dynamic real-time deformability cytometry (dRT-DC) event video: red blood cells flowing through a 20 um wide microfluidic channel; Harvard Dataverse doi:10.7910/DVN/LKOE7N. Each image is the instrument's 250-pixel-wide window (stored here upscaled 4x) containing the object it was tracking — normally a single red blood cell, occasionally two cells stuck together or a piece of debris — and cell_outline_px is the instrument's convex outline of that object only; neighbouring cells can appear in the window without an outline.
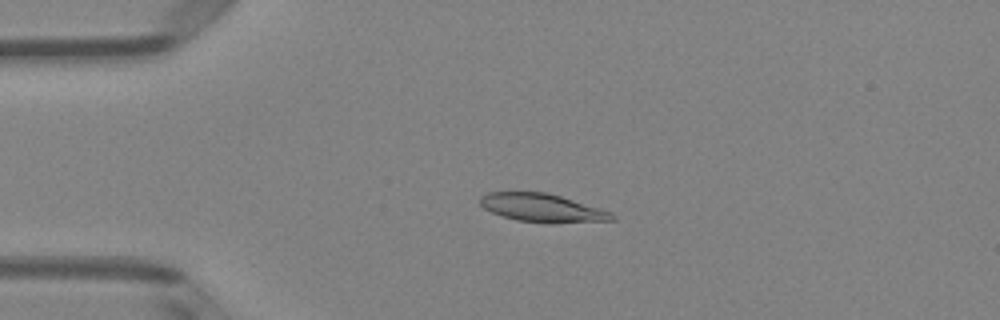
{"species": "Egyptian fruit bat (a non-hibernating species)", "species_latin": "Rousettus aegyptiacus", "temperature_condition": "room temperature", "stored_images_in_passage": 40, "camera_frame_rate_fps": 3000, "um_per_image_px": 0.085, "animal": {"sex": "female"}, "frame": {"image": 1, "passage_image": 2, "time_ms": 0.333, "image_size_px": [1000, 320], "cell_outline_px": [[616, 220], [556, 224], [548, 224], [516, 220], [492, 212], [484, 208], [480, 204], [480, 196], [488, 192], [548, 192], [600, 208], [612, 212], [616, 216]], "centroid_in_image_um": [46.14, 17.68], "position_along_channel_um": 38.9, "area_um2": 22.08}}
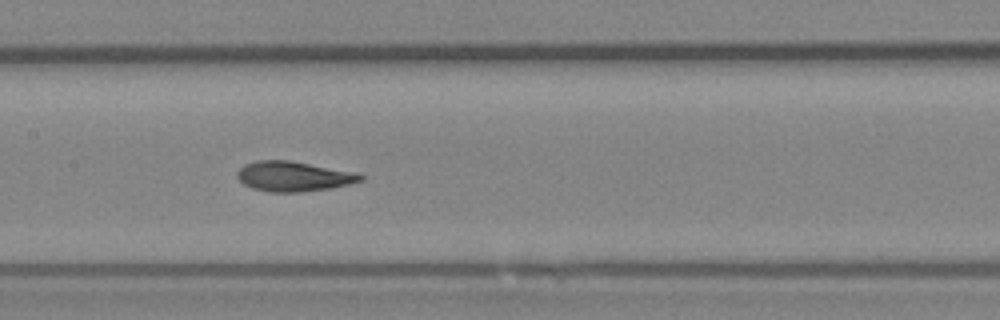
{"frame": {"image": 2, "passage_image": 15, "time_ms": 4.667, "image_size_px": [1000, 320], "cell_outline_px": [[364, 180], [332, 188], [300, 192], [268, 192], [252, 188], [244, 184], [236, 176], [236, 172], [244, 164], [256, 160], [288, 160], [348, 172], [364, 176]], "centroid_in_image_um": [24.85, 15.0], "position_along_channel_um": 182.5, "area_um2": 21.15}}
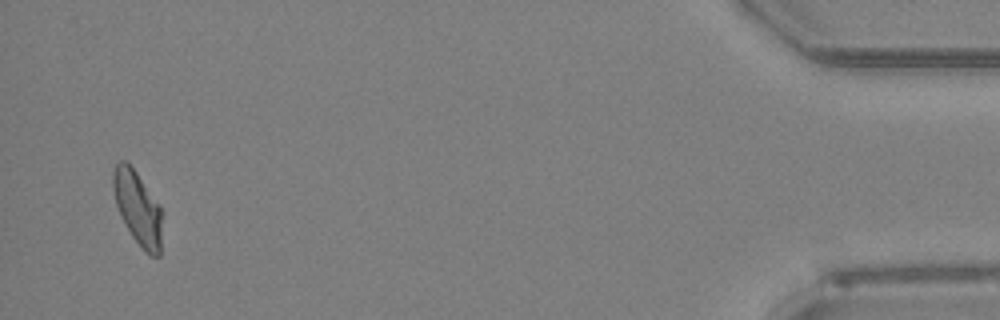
{"frame": {"image": 3, "passage_image": 39, "time_ms": 12.667, "image_size_px": [1000, 320], "cell_outline_px": [[160, 256], [152, 256], [144, 252], [132, 236], [116, 204], [112, 188], [112, 172], [116, 164], [120, 160], [128, 160], [160, 204]], "centroid_in_image_um": [11.68, 17.61], "position_along_channel_um": 423.5, "area_um2": 20.87}, "authors_computed_cell_mechanics": {"area_um2": 21.3282, "velocity_mm_per_s": 4.0399, "shape_relaxation_time_tau1_ms": 4.3021, "shape_relaxation_time_tau2_ms": 1.2941, "deformation_change_tau1": 0.1516, "deformation_change_tau2": 0.0696}}